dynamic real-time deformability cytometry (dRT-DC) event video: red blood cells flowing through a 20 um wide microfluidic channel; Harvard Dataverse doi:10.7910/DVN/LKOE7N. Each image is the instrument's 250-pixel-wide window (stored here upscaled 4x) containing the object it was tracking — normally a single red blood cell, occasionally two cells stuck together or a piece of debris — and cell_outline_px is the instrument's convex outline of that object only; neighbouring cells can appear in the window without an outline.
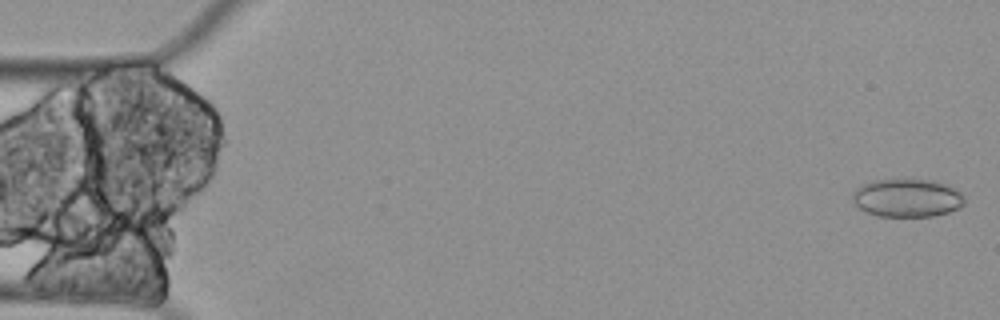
{"species": "Egyptian fruit bat (a non-hibernating species)", "species_latin": "Rousettus aegyptiacus", "temperature_condition": "cold", "stored_images_in_passage": 12, "camera_frame_rate_fps": 3000, "um_per_image_px": 0.085, "animal": {"sex": "female"}, "frame": {"image": 1, "passage_image": 1, "time_ms": 0.0, "image_size_px": [1000, 320], "cell_outline_px": [[964, 204], [960, 208], [948, 212], [932, 216], [876, 216], [856, 208], [852, 200], [852, 192], [860, 184], [872, 180], [932, 180], [944, 184], [960, 192], [964, 196]], "centroid_in_image_um": [77.04, 16.83], "position_along_channel_um": 8.0, "area_um2": 25.03}}
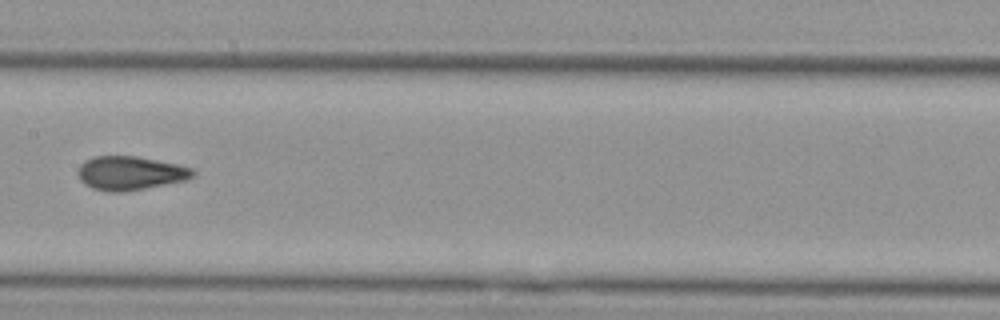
{"frame": {"image": 2, "passage_image": 8, "time_ms": 2.333, "image_size_px": [1000, 320], "cell_outline_px": [[196, 176], [184, 180], [144, 188], [120, 192], [112, 192], [92, 188], [80, 180], [76, 172], [80, 164], [84, 160], [92, 156], [136, 156], [176, 164], [192, 168], [196, 172]], "centroid_in_image_um": [11.03, 14.7], "position_along_channel_um": 196.4, "area_um2": 22.54}}
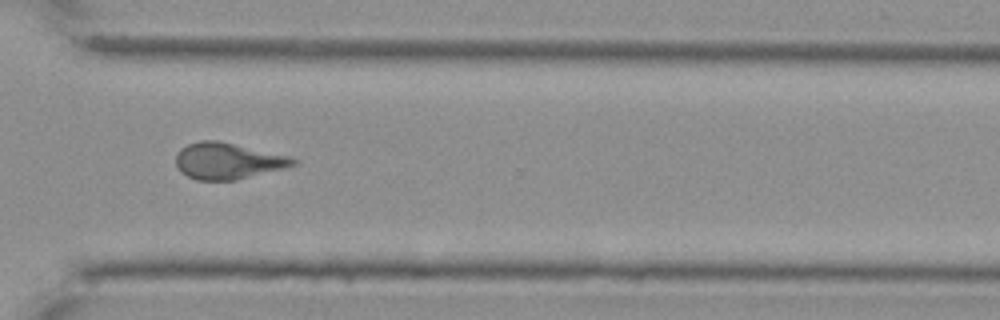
{"frame": {"image": 3, "passage_image": 12, "time_ms": 3.667, "image_size_px": [1000, 320], "cell_outline_px": [[296, 164], [284, 168], [236, 180], [196, 180], [180, 172], [176, 164], [176, 152], [180, 148], [188, 144], [200, 140], [220, 140], [288, 156], [296, 160]], "centroid_in_image_um": [19.31, 13.67], "position_along_channel_um": 351.3, "area_um2": 24.8}}